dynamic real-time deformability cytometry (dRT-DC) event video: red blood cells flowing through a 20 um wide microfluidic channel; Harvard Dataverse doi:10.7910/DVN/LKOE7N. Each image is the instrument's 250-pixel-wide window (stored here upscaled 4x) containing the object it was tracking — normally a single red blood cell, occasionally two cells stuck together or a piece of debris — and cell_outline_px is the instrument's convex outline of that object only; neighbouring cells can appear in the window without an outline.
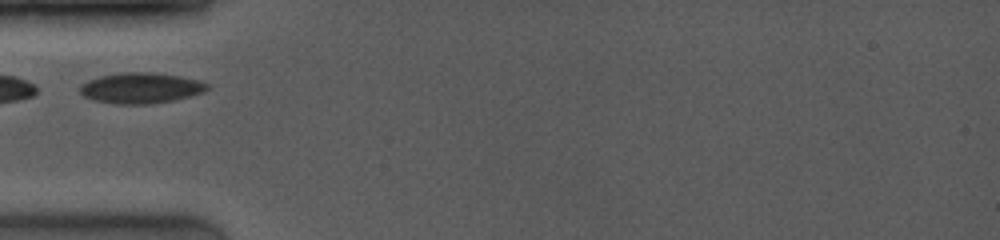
{"species": "common noctule bat (a hibernating species)", "species_latin": "Nyctalus noctula", "temperature_condition": "room temperature", "stored_images_in_passage": 22, "camera_frame_rate_fps": 4000, "um_per_image_px": 0.085, "animal": {"sex": "female", "body_mass_g": 19.0, "forearm_length_mm": 53.3}, "frame": {"image": 1, "passage_image": 1, "time_ms": 0.0, "image_size_px": [1000, 240], "cell_outline_px": [[208, 88], [204, 92], [192, 96], [152, 104], [116, 104], [92, 100], [84, 96], [80, 92], [80, 84], [88, 80], [100, 76], [120, 72], [156, 72], [180, 76], [200, 80], [208, 84]], "centroid_in_image_um": [11.97, 7.47], "position_along_channel_um": 73.0, "area_um2": 23.0}}